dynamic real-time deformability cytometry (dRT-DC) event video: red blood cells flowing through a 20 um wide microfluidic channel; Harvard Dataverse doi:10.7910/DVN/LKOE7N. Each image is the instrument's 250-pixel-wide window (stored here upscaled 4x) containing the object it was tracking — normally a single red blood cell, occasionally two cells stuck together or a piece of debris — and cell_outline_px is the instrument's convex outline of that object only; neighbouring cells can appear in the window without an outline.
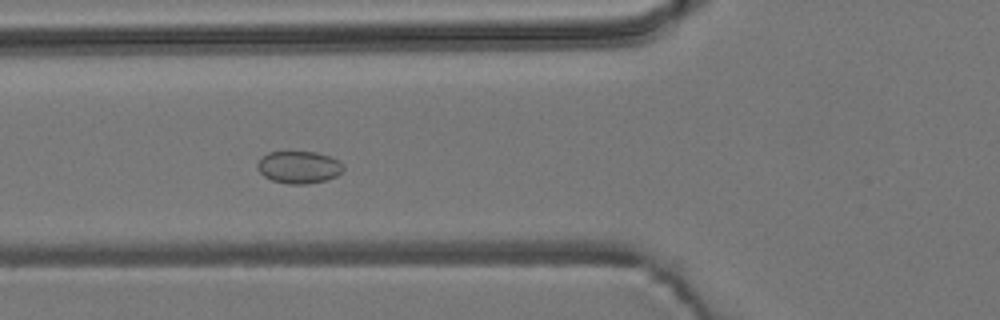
{"species": "common noctule bat (a hibernating species)", "species_latin": "Nyctalus noctula", "temperature_condition": "room temperature", "stored_images_in_passage": 42, "camera_frame_rate_fps": 3000, "um_per_image_px": 0.085, "animal": {"sex": "male", "body_mass_g": 19.2, "forearm_length_mm": 51.8}, "frame": {"image": 1, "passage_image": 14, "time_ms": 4.333, "image_size_px": [1000, 320], "cell_outline_px": [[344, 168], [336, 176], [324, 180], [308, 184], [288, 184], [272, 180], [264, 176], [256, 168], [256, 164], [268, 152], [316, 152], [340, 160]], "centroid_in_image_um": [25.4, 14.21], "position_along_channel_um": 100.4, "area_um2": 16.07}}
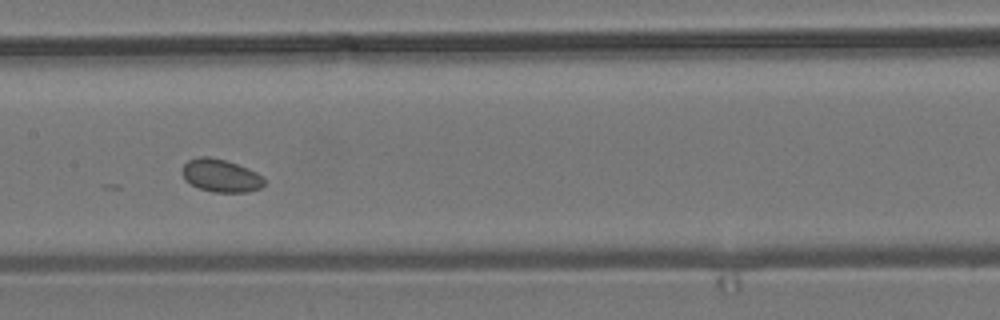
{"frame": {"image": 2, "passage_image": 21, "time_ms": 6.667, "image_size_px": [1000, 320], "cell_outline_px": [[264, 184], [260, 188], [248, 192], [212, 192], [200, 188], [192, 184], [184, 176], [184, 164], [188, 160], [200, 156], [208, 156], [224, 160], [248, 168], [264, 176]], "centroid_in_image_um": [18.82, 14.93], "position_along_channel_um": 188.6, "area_um2": 15.43}}
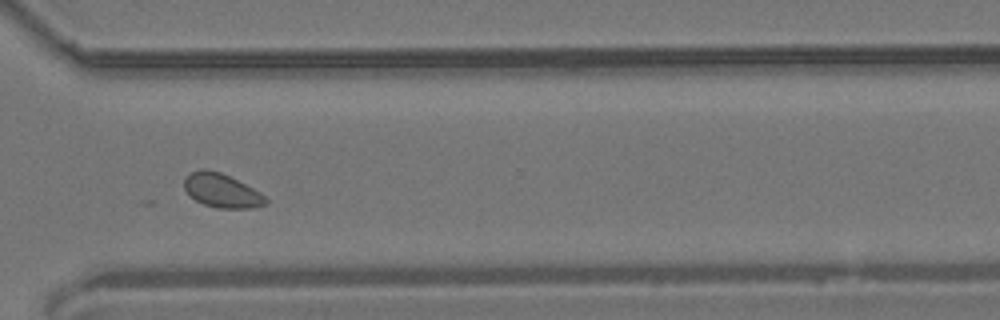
{"frame": {"image": 3, "passage_image": 34, "time_ms": 11.0, "image_size_px": [1000, 320], "cell_outline_px": [[268, 204], [252, 208], [220, 208], [204, 204], [196, 200], [184, 188], [184, 176], [200, 168], [204, 168], [220, 172], [260, 192], [268, 200]], "centroid_in_image_um": [18.84, 16.19], "position_along_channel_um": 351.8, "area_um2": 15.9}}